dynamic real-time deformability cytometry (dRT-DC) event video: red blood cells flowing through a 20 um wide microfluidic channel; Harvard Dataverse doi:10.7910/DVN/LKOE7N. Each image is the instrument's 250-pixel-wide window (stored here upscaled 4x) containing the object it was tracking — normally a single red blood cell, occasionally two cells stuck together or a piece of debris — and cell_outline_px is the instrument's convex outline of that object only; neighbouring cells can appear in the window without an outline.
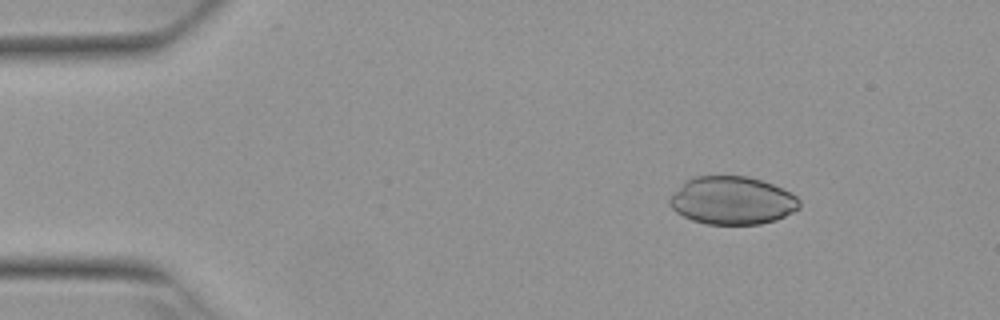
{"species": "Egyptian fruit bat (a non-hibernating species)", "species_latin": "Rousettus aegyptiacus", "temperature_condition": "warm", "stored_images_in_passage": 4, "camera_frame_rate_fps": 3000, "um_per_image_px": 0.085, "animal": {"sex": "female"}, "frame": {"image": 1, "passage_image": 2, "time_ms": 0.333, "image_size_px": [1000, 320], "cell_outline_px": [[800, 208], [776, 220], [760, 224], [708, 224], [692, 220], [676, 212], [668, 204], [668, 200], [692, 176], [748, 176], [784, 188], [796, 196], [800, 200]], "centroid_in_image_um": [62.27, 17.05], "position_along_channel_um": 22.7, "area_um2": 36.07}}